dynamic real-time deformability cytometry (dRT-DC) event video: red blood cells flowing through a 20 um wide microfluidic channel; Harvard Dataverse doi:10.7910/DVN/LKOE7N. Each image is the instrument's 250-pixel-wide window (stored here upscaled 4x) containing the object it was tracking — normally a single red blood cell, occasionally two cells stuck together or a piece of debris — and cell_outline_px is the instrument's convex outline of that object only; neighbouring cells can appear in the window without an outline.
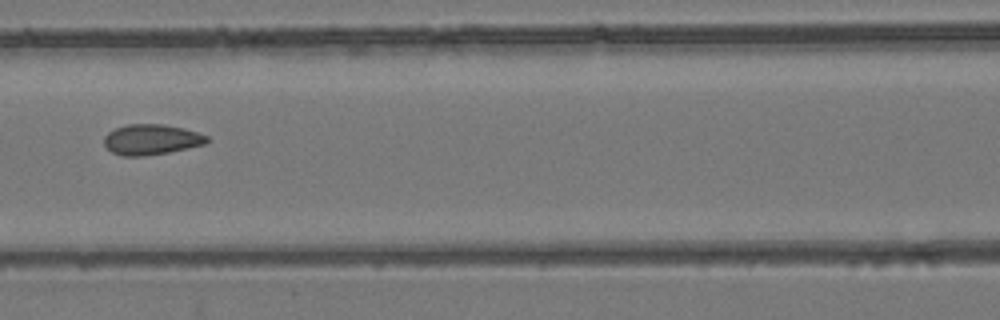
{"species": "common noctule bat (a hibernating species)", "species_latin": "Nyctalus noctula", "temperature_condition": "room temperature", "stored_images_in_passage": 3, "camera_frame_rate_fps": 3000, "um_per_image_px": 0.085, "animal": {"sex": "female", "body_mass_g": 24.6, "forearm_length_mm": 56.2}, "frame": {"image": 1, "passage_image": 3, "time_ms": 2.333, "image_size_px": [1000, 320], "cell_outline_px": [[208, 140], [204, 144], [188, 148], [168, 152], [144, 156], [120, 156], [112, 152], [104, 144], [104, 136], [108, 132], [116, 128], [128, 124], [164, 124], [184, 128], [208, 136]], "centroid_in_image_um": [12.84, 11.86], "position_along_channel_um": 153.8, "area_um2": 18.21}}